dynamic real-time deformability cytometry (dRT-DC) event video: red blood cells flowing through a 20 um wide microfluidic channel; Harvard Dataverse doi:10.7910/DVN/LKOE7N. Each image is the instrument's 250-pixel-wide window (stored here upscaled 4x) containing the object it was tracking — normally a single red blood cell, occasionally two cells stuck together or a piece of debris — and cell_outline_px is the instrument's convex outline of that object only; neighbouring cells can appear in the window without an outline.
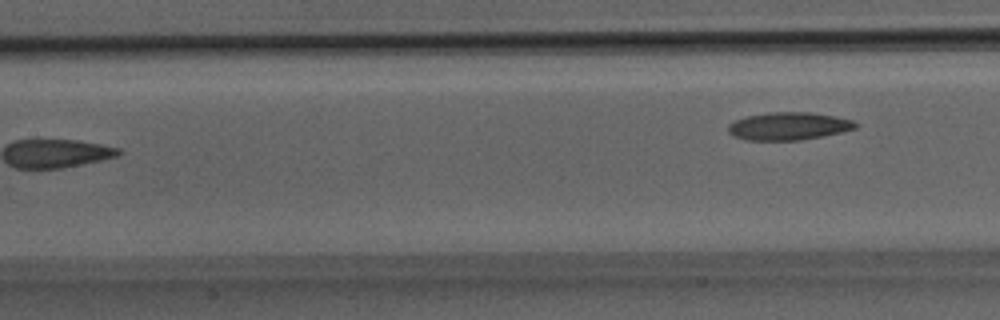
{"species": "Egyptian fruit bat (a non-hibernating species)", "species_latin": "Rousettus aegyptiacus", "temperature_condition": "room temperature", "stored_images_in_passage": 10, "segment_of_instrument_passage": [2, 2], "camera_frame_rate_fps": 3000, "um_per_image_px": 0.085, "animal": {"sex": "male"}, "frame": {"image": 1, "passage_image": 10, "time_ms": 3.0, "image_size_px": [1000, 320], "cell_outline_px": [[856, 128], [844, 132], [824, 136], [800, 140], [744, 140], [732, 136], [728, 132], [728, 124], [736, 120], [748, 116], [768, 112], [812, 112], [836, 116], [852, 120], [856, 124]], "centroid_in_image_um": [67.03, 10.72], "position_along_channel_um": 140.4, "area_um2": 20.75}}